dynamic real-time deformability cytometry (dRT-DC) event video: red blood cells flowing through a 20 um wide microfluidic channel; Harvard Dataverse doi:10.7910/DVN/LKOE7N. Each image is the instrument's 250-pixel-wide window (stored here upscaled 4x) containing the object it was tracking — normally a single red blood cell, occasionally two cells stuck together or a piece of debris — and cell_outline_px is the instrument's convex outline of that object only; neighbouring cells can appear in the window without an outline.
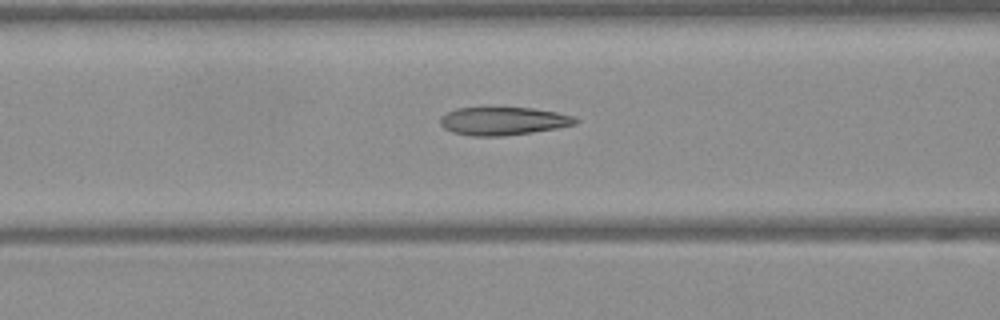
{"species": "Egyptian fruit bat (a non-hibernating species)", "species_latin": "Rousettus aegyptiacus", "temperature_condition": "warm", "stored_images_in_passage": 35, "camera_frame_rate_fps": 3000, "um_per_image_px": 0.085, "frame": {"image": 1, "passage_image": 6, "time_ms": 1.667, "image_size_px": [1000, 320], "cell_outline_px": [[580, 120], [576, 124], [556, 128], [532, 132], [504, 136], [472, 136], [452, 132], [444, 128], [440, 124], [440, 116], [444, 112], [456, 108], [532, 108], [556, 112], [576, 116]], "centroid_in_image_um": [42.76, 10.29], "position_along_channel_um": 123.8, "area_um2": 22.25}}
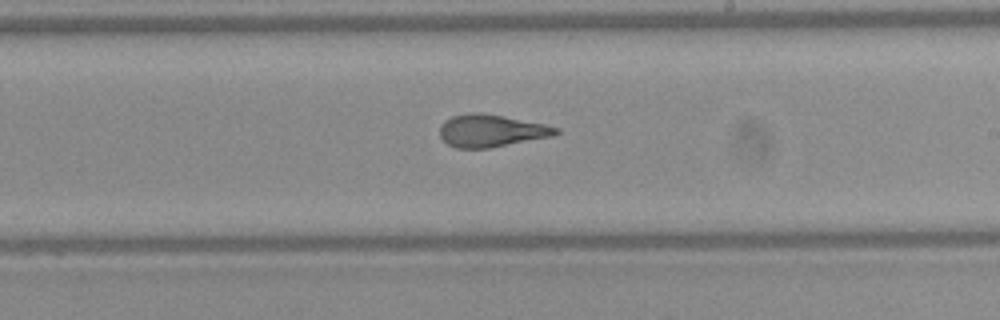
{"frame": {"image": 2, "passage_image": 15, "time_ms": 4.667, "image_size_px": [1000, 320], "cell_outline_px": [[560, 132], [552, 136], [488, 148], [456, 148], [448, 144], [440, 136], [440, 124], [444, 120], [452, 116], [472, 112], [480, 112], [504, 116], [544, 124], [560, 128]], "centroid_in_image_um": [41.73, 11.1], "position_along_channel_um": 247.3, "area_um2": 21.85}}
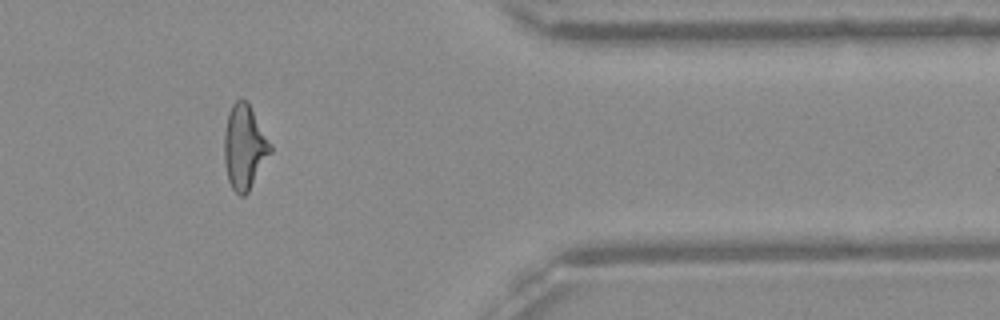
{"frame": {"image": 3, "passage_image": 27, "time_ms": 8.667, "image_size_px": [1000, 320], "cell_outline_px": [[272, 152], [248, 192], [244, 196], [240, 196], [232, 188], [228, 180], [224, 164], [224, 132], [228, 112], [232, 104], [240, 96], [248, 100], [272, 144]], "centroid_in_image_um": [20.78, 12.45], "position_along_channel_um": 390.6, "area_um2": 23.24}, "authors_computed_cell_mechanics": {"area_um2": 22.3108, "velocity_mm_per_s": 4.1135, "shape_relaxation_time_tau1_ms": 6.5108, "shape_relaxation_time_tau2_ms": 1.27, "deformation_change_tau1": 0.2229, "deformation_change_tau2": 0.089}}